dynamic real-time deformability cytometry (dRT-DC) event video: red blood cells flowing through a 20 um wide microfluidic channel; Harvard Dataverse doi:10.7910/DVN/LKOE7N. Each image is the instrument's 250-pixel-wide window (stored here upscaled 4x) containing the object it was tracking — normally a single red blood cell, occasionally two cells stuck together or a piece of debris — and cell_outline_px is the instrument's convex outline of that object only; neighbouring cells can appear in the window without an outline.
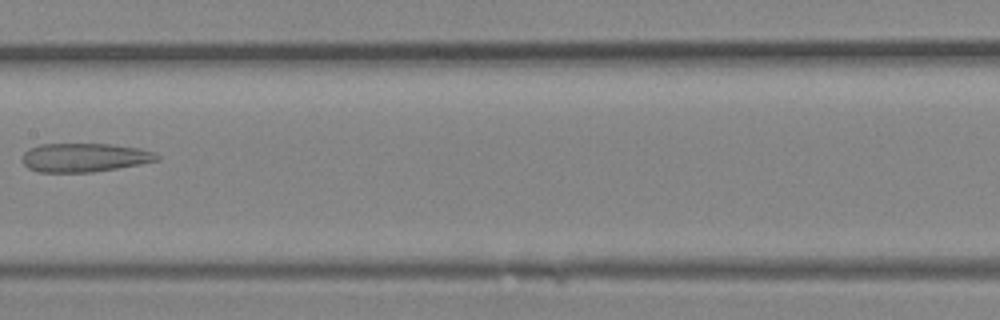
{"species": "Egyptian fruit bat (a non-hibernating species)", "species_latin": "Rousettus aegyptiacus", "temperature_condition": "room temperature", "stored_images_in_passage": 21, "camera_frame_rate_fps": 3000, "um_per_image_px": 0.085, "animal": {"sex": "female"}, "frame": {"image": 1, "passage_image": 10, "time_ms": 3.0, "image_size_px": [1000, 320], "cell_outline_px": [[160, 160], [140, 164], [92, 172], [40, 172], [28, 168], [20, 160], [24, 152], [28, 148], [40, 144], [112, 144], [140, 148], [152, 152], [160, 156]], "centroid_in_image_um": [7.15, 13.38], "position_along_channel_um": 200.3, "area_um2": 22.66}}
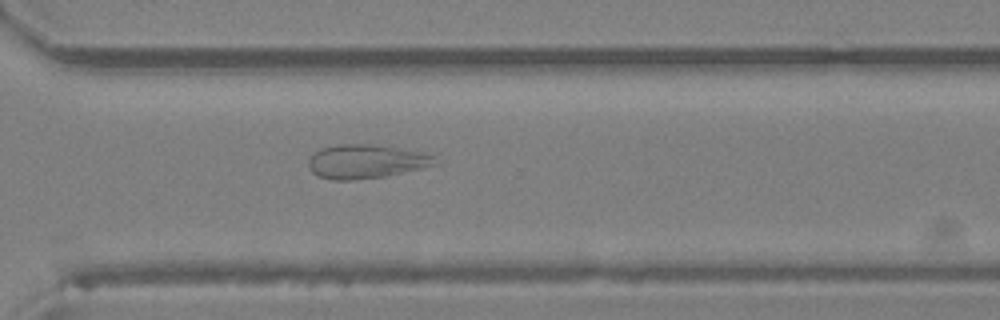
{"frame": {"image": 2, "passage_image": 16, "time_ms": 5.0, "image_size_px": [1000, 320], "cell_outline_px": [[440, 164], [384, 176], [352, 180], [332, 180], [316, 176], [312, 172], [308, 164], [308, 160], [320, 148], [336, 144], [372, 144], [400, 148], [420, 152], [436, 156]], "centroid_in_image_um": [31.12, 13.72], "position_along_channel_um": 339.5, "area_um2": 25.09}}
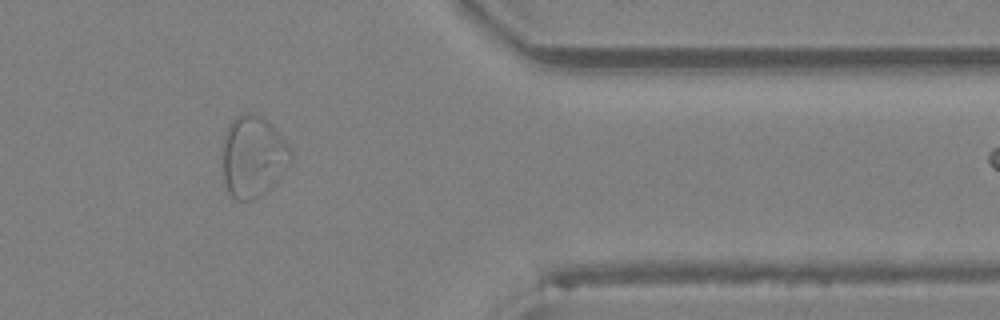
{"frame": {"image": 3, "passage_image": 19, "time_ms": 6.0, "image_size_px": [1000, 320], "cell_outline_px": [[292, 156], [284, 172], [272, 188], [260, 196], [252, 200], [236, 200], [228, 192], [224, 180], [224, 136], [228, 124], [236, 116], [252, 112], [260, 116], [272, 124], [284, 140], [292, 152]], "centroid_in_image_um": [21.52, 13.32], "position_along_channel_um": 389.9, "area_um2": 32.25}}